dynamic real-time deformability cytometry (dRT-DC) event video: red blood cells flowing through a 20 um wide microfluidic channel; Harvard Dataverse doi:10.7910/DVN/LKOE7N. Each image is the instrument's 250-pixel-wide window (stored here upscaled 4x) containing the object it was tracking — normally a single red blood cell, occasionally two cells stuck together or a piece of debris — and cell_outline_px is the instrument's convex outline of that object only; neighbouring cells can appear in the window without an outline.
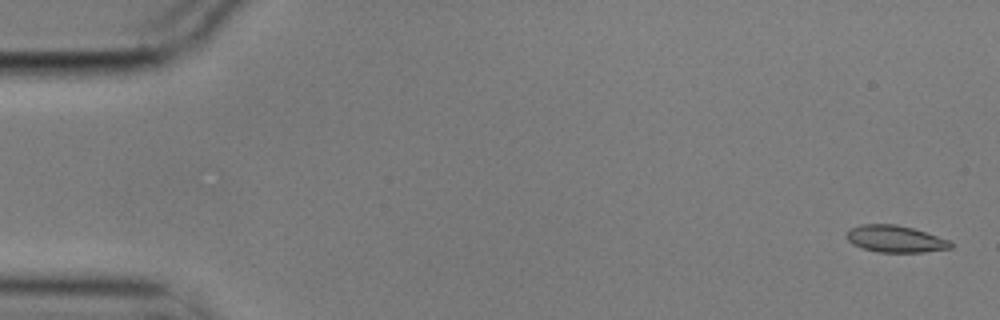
{"species": "common noctule bat (a hibernating species)", "species_latin": "Nyctalus noctula", "temperature_condition": "cold", "stored_images_in_passage": 6, "segment_of_instrument_passage": [2, 2], "camera_frame_rate_fps": 3000, "um_per_image_px": 0.085, "animal": {"sex": "male", "body_mass_g": 17.9}, "frame": {"image": 1, "passage_image": 6, "time_ms": 1.667, "image_size_px": [1000, 320], "cell_outline_px": [[956, 244], [952, 248], [924, 252], [876, 252], [852, 244], [848, 240], [848, 232], [852, 228], [860, 224], [896, 224], [912, 228], [948, 240]], "centroid_in_image_um": [76.13, 20.31], "position_along_channel_um": 8.9, "area_um2": 16.13}}